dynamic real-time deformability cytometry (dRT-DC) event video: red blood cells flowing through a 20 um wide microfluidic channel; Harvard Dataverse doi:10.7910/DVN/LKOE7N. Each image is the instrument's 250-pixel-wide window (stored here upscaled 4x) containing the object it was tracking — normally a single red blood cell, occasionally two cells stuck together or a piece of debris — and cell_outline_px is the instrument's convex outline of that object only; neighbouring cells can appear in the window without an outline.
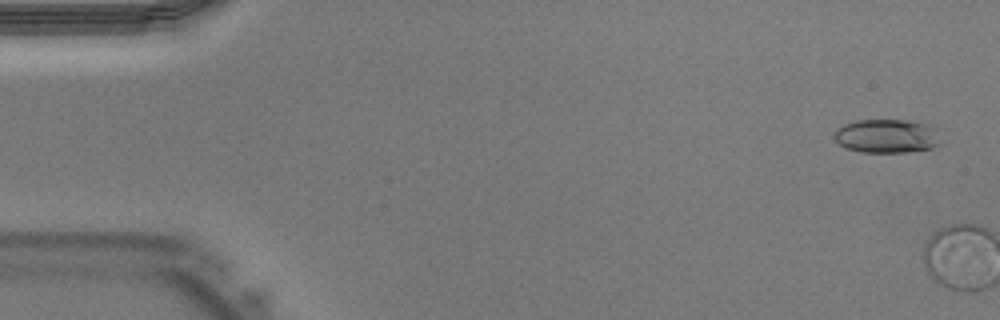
{"species": "Egyptian fruit bat (a non-hibernating species)", "species_latin": "Rousettus aegyptiacus", "temperature_condition": "warm", "stored_images_in_passage": 3, "camera_frame_rate_fps": 3000, "um_per_image_px": 0.085, "animal": {"sex": "male"}, "frame": {"image": 1, "passage_image": 2, "time_ms": 0.333, "image_size_px": [1000, 320], "cell_outline_px": [[940, 144], [932, 148], [904, 152], [860, 152], [848, 148], [840, 144], [832, 136], [836, 128], [844, 124], [856, 120], [908, 120], [924, 124], [932, 128], [940, 140]], "centroid_in_image_um": [75.31, 11.56], "position_along_channel_um": 9.7, "area_um2": 20.75}}